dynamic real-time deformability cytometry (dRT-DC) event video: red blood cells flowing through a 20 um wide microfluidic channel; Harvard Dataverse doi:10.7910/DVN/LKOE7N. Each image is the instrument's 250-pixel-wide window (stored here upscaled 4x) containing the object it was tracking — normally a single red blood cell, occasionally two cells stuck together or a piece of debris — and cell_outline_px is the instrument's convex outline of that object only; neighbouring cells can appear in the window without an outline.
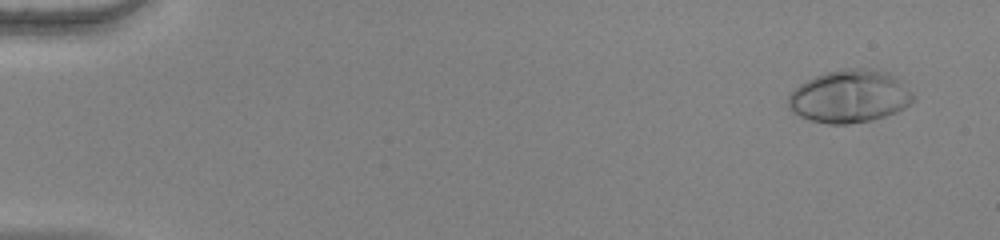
{"species": "human", "species_latin": "Homo sapiens", "temperature_condition": "warm", "stored_images_in_passage": 54, "camera_frame_rate_fps": 3000, "um_per_image_px": 0.085, "donor": {"sex": "female"}, "frame": {"image": 1, "passage_image": 4, "time_ms": 1.0, "image_size_px": [1000, 240], "cell_outline_px": [[916, 100], [904, 108], [896, 112], [872, 120], [848, 124], [828, 124], [812, 120], [800, 116], [792, 112], [788, 108], [788, 96], [800, 84], [824, 72], [844, 68], [860, 68], [888, 72], [900, 80], [912, 92]], "centroid_in_image_um": [72.23, 8.19], "position_along_channel_um": 12.8, "area_um2": 38.38}}
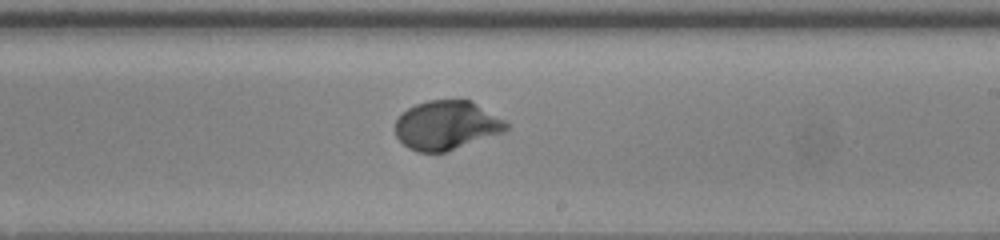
{"frame": {"image": 2, "passage_image": 34, "time_ms": 11.0, "image_size_px": [1000, 240], "cell_outline_px": [[508, 128], [504, 132], [448, 152], [416, 152], [408, 148], [396, 136], [396, 120], [408, 108], [416, 104], [428, 100], [468, 100], [476, 104], [504, 120], [508, 124]], "centroid_in_image_um": [37.95, 10.67], "position_along_channel_um": 251.1, "area_um2": 31.5}}
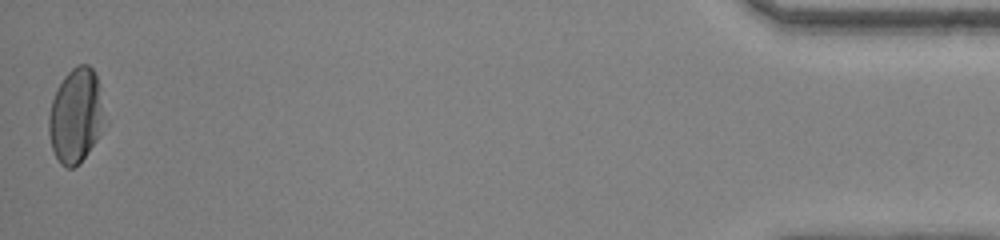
{"frame": {"image": 3, "passage_image": 54, "time_ms": 17.667, "image_size_px": [1000, 240], "cell_outline_px": [[108, 124], [80, 164], [72, 168], [68, 168], [60, 164], [52, 148], [48, 132], [48, 116], [52, 100], [64, 76], [76, 64], [88, 64], [92, 68], [96, 76]], "centroid_in_image_um": [6.48, 9.86], "position_along_channel_um": 428.7, "area_um2": 31.21}, "authors_computed_cell_mechanics": {"area_um2": 31.7033, "velocity_mm_per_s": 3.9194, "shape_relaxation_time_tau1_ms": 3.081, "shape_relaxation_time_tau2_ms": null, "deformation_change_tau1": 0.2099, "deformation_change_tau2": null}}